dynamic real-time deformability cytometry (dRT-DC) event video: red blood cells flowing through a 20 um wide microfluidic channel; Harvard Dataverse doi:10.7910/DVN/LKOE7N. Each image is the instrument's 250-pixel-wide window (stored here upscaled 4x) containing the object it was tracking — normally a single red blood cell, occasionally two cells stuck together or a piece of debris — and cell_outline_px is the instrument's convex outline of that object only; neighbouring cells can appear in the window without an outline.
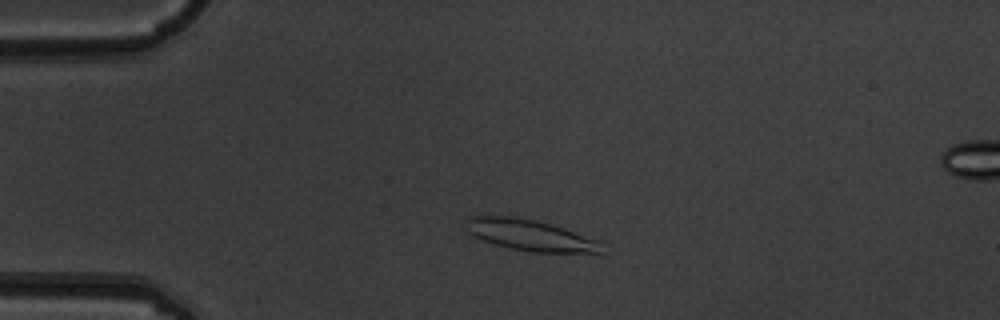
{"species": "common noctule bat (a hibernating species)", "species_latin": "Nyctalus noctula", "temperature_condition": "warm", "stored_images_in_passage": 4, "camera_frame_rate_fps": 3000, "um_per_image_px": 0.085, "animal": {"sex": "male", "body_mass_g": 19.5, "forearm_length_mm": 54.6}, "frame": {"image": 1, "passage_image": 2, "time_ms": 0.333, "image_size_px": [1000, 320], "cell_outline_px": [[604, 244], [600, 252], [528, 252], [508, 248], [472, 236], [468, 232], [468, 216], [488, 212], [516, 216], [564, 228], [596, 240]], "centroid_in_image_um": [44.94, 19.94], "position_along_channel_um": 40.1, "area_um2": 24.8}}